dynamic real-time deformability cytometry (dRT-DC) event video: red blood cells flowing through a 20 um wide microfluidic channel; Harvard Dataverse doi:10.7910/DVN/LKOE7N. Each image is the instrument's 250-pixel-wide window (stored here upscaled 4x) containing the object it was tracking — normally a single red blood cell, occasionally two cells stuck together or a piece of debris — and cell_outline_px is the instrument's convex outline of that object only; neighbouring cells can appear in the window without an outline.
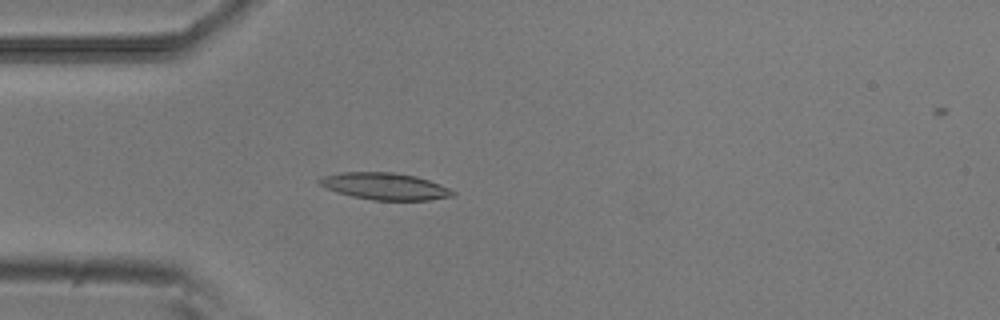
{"species": "common noctule bat (a hibernating species)", "species_latin": "Nyctalus noctula", "temperature_condition": "room temperature", "stored_images_in_passage": 35, "camera_frame_rate_fps": 3000, "um_per_image_px": 0.085, "animal": {"sex": "male", "body_mass_g": 20.5, "forearm_length_mm": 52.5}, "frame": {"image": 1, "passage_image": 14, "time_ms": 4.333, "image_size_px": [1000, 320], "cell_outline_px": [[456, 196], [428, 200], [372, 200], [352, 196], [336, 192], [320, 184], [316, 180], [320, 176], [340, 172], [392, 172], [416, 176], [440, 184], [456, 192]], "centroid_in_image_um": [32.71, 15.83], "position_along_channel_um": 52.3, "area_um2": 20.98}}
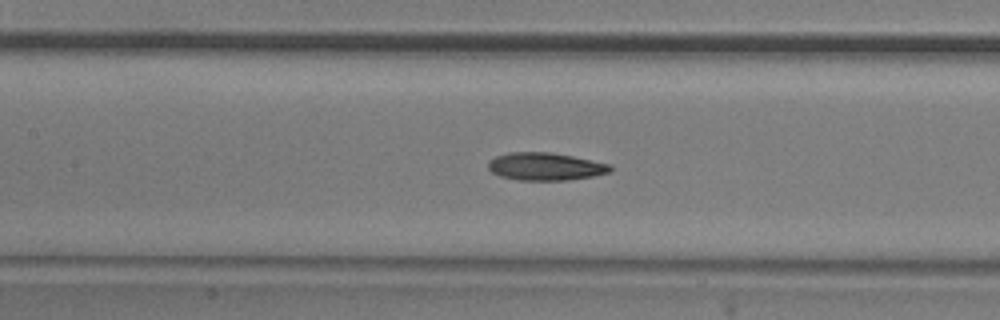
{"frame": {"image": 2, "passage_image": 23, "time_ms": 7.333, "image_size_px": [1000, 320], "cell_outline_px": [[612, 172], [592, 176], [568, 180], [520, 180], [500, 176], [492, 172], [488, 168], [488, 160], [496, 156], [508, 152], [552, 152], [612, 164]], "centroid_in_image_um": [46.37, 14.14], "position_along_channel_um": 161.0, "area_um2": 19.83}}
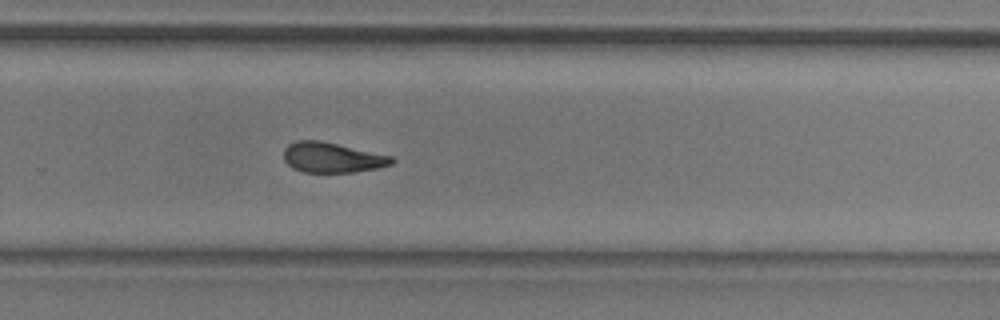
{"frame": {"image": 3, "passage_image": 34, "time_ms": 11.0, "image_size_px": [1000, 320], "cell_outline_px": [[396, 160], [392, 164], [376, 168], [352, 172], [304, 172], [292, 168], [284, 160], [284, 148], [288, 144], [296, 140], [320, 140], [392, 156]], "centroid_in_image_um": [28.21, 13.38], "position_along_channel_um": 301.6, "area_um2": 18.96}}